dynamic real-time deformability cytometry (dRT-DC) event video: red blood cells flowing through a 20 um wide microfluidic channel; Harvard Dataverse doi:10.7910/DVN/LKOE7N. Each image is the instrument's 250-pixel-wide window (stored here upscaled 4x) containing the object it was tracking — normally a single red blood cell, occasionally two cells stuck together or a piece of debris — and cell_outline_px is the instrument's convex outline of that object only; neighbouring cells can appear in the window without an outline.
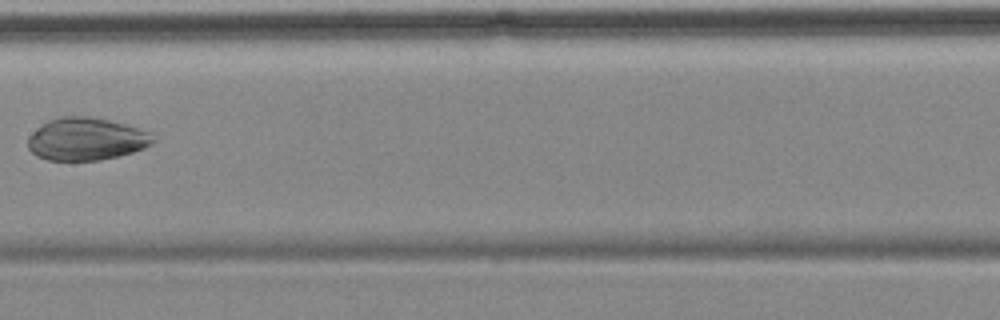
{"species": "common noctule bat (a hibernating species)", "species_latin": "Nyctalus noctula", "temperature_condition": "cold", "stored_images_in_passage": 14, "camera_frame_rate_fps": 3000, "um_per_image_px": 0.085, "animal": {"sex": "female", "body_mass_g": 18.4}, "frame": {"image": 1, "passage_image": 7, "time_ms": 8.667, "image_size_px": [1000, 320], "cell_outline_px": [[156, 140], [144, 148], [120, 156], [100, 160], [48, 160], [36, 156], [28, 148], [28, 136], [36, 128], [48, 120], [60, 116], [88, 116], [108, 120], [124, 124], [152, 132]], "centroid_in_image_um": [7.33, 11.82], "position_along_channel_um": 200.1, "area_um2": 31.21}}
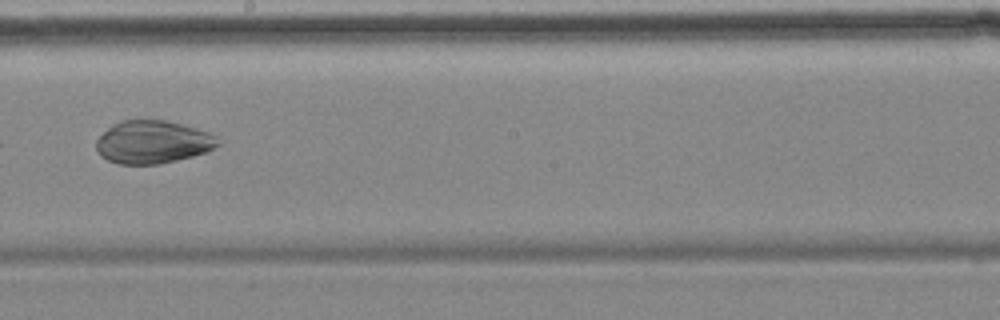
{"frame": {"image": 2, "passage_image": 8, "time_ms": 9.667, "image_size_px": [1000, 320], "cell_outline_px": [[220, 144], [208, 152], [160, 164], [120, 164], [108, 160], [100, 156], [96, 148], [96, 140], [112, 124], [120, 120], [164, 120], [196, 128], [208, 132], [216, 136]], "centroid_in_image_um": [12.98, 12.08], "position_along_channel_um": 235.2, "area_um2": 30.4}}
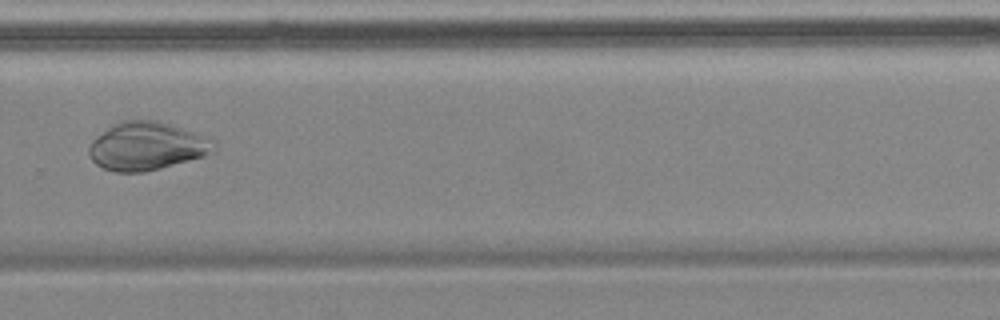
{"frame": {"image": 3, "passage_image": 10, "time_ms": 12.0, "image_size_px": [1000, 320], "cell_outline_px": [[216, 148], [204, 156], [160, 168], [144, 172], [116, 172], [104, 168], [96, 164], [88, 156], [88, 148], [92, 140], [96, 136], [112, 124], [120, 120], [156, 120], [212, 136], [216, 140]], "centroid_in_image_um": [12.5, 12.4], "position_along_channel_um": 317.3, "area_um2": 35.49}}